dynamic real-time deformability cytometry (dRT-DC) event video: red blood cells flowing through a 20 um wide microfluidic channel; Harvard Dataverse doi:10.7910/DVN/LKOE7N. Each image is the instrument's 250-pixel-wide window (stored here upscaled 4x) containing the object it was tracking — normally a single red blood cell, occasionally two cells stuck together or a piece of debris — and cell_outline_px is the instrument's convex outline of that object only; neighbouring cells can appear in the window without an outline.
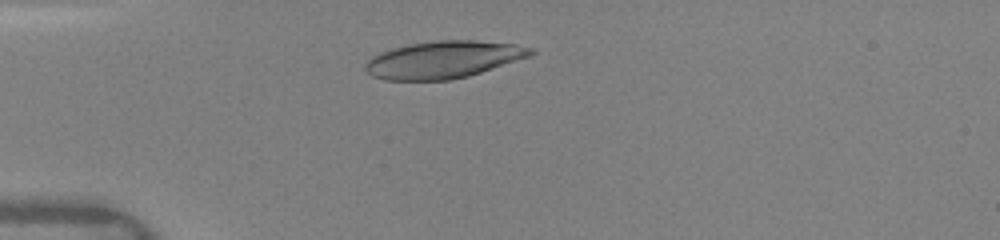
{"species": "human", "species_latin": "Homo sapiens", "temperature_condition": "warm", "stored_images_in_passage": 84, "camera_frame_rate_fps": 3000, "um_per_image_px": 0.085, "donor": {"sex": "female"}, "frame": {"image": 1, "passage_image": 12, "time_ms": 2.333, "image_size_px": [1000, 240], "cell_outline_px": [[536, 52], [528, 56], [468, 76], [448, 80], [384, 80], [372, 76], [364, 68], [364, 64], [372, 56], [380, 52], [392, 48], [412, 44], [440, 40], [476, 40], [516, 44], [532, 48]], "centroid_in_image_um": [37.65, 5.07], "position_along_channel_um": 47.4, "area_um2": 35.55}}
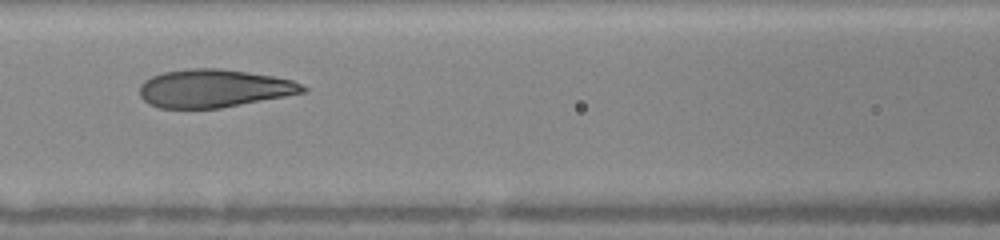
{"frame": {"image": 2, "passage_image": 26, "time_ms": 5.333, "image_size_px": [1000, 240], "cell_outline_px": [[308, 92], [220, 108], [160, 108], [148, 104], [140, 96], [140, 84], [144, 80], [152, 76], [164, 72], [188, 68], [220, 68], [248, 72], [272, 76], [292, 80], [308, 88]], "centroid_in_image_um": [18.17, 7.51], "position_along_channel_um": 148.4, "area_um2": 36.24}}
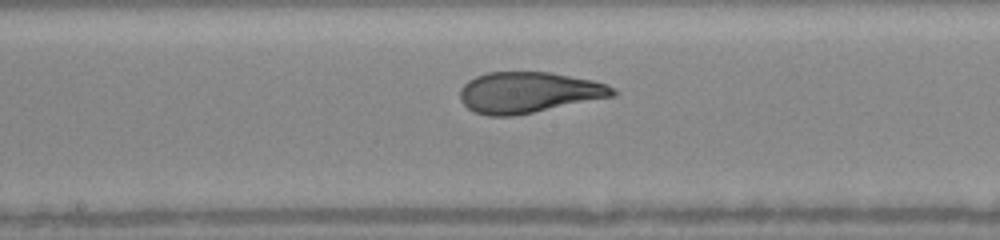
{"frame": {"image": 3, "passage_image": 32, "time_ms": 6.667, "image_size_px": [1000, 240], "cell_outline_px": [[620, 92], [616, 96], [512, 116], [488, 116], [472, 112], [460, 100], [460, 88], [468, 80], [476, 76], [488, 72], [548, 72], [592, 80], [608, 84], [616, 88]], "centroid_in_image_um": [44.95, 7.86], "position_along_channel_um": 203.3, "area_um2": 36.65}}